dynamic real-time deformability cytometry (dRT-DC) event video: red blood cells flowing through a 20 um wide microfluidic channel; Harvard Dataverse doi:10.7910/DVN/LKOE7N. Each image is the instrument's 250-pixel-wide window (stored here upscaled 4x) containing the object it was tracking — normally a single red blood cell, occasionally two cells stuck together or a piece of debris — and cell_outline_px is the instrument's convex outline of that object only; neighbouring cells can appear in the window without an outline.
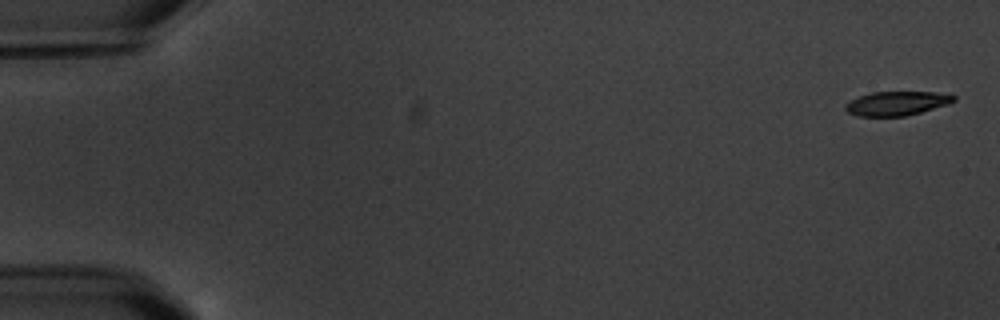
{"species": "common noctule bat (a hibernating species)", "species_latin": "Nyctalus noctula", "temperature_condition": "warm", "stored_images_in_passage": 16, "camera_frame_rate_fps": 3000, "um_per_image_px": 0.085, "animal": {"sex": "male", "body_mass_g": 20.1, "forearm_length_mm": 53.5}, "frame": {"image": 1, "passage_image": 1, "time_ms": 0.0, "image_size_px": [1000, 320], "cell_outline_px": [[956, 100], [948, 104], [920, 112], [904, 116], [856, 116], [848, 112], [844, 108], [844, 104], [860, 96], [872, 92], [936, 92], [956, 96]], "centroid_in_image_um": [76.21, 8.79], "position_along_channel_um": 8.8, "area_um2": 15.09}}
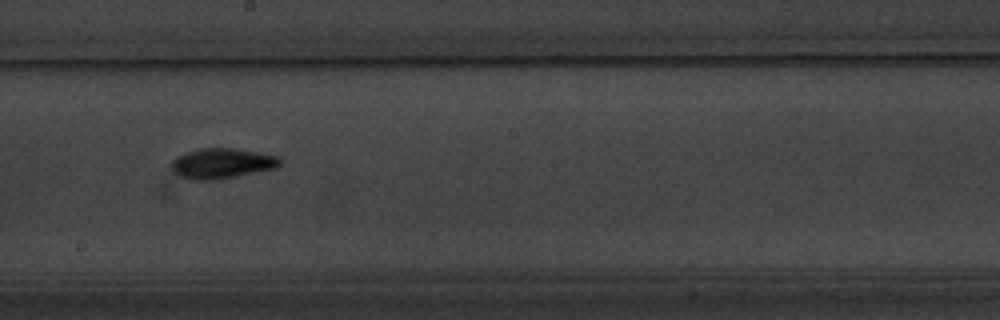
{"frame": {"image": 2, "passage_image": 10, "time_ms": 10.667, "image_size_px": [1000, 320], "cell_outline_px": [[280, 164], [276, 168], [236, 176], [212, 180], [192, 180], [176, 172], [172, 168], [172, 160], [176, 156], [184, 152], [200, 148], [236, 148], [280, 156]], "centroid_in_image_um": [18.88, 13.86], "position_along_channel_um": 229.3, "area_um2": 19.02}}
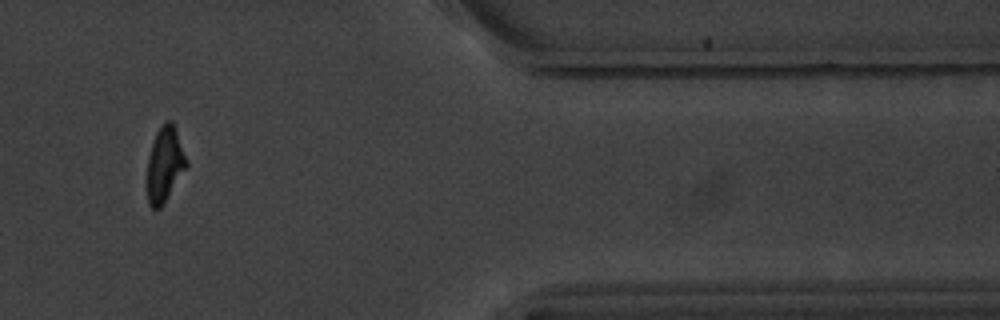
{"frame": {"image": 3, "passage_image": 15, "time_ms": 16.333, "image_size_px": [1000, 320], "cell_outline_px": [[188, 164], [164, 204], [160, 208], [152, 208], [148, 204], [148, 156], [152, 140], [156, 132], [164, 120], [172, 120], [176, 128], [188, 160]], "centroid_in_image_um": [14.02, 13.92], "position_along_channel_um": 397.4, "area_um2": 17.34}, "authors_computed_cell_mechanics": {"area_um2": 17.2822, "velocity_mm_per_s": 3.4632, "shape_relaxation_time_tau1_ms": 2.5029, "shape_relaxation_time_tau2_ms": 2.1846, "deformation_change_tau1": 0.1186, "deformation_change_tau2": 0.0711}}